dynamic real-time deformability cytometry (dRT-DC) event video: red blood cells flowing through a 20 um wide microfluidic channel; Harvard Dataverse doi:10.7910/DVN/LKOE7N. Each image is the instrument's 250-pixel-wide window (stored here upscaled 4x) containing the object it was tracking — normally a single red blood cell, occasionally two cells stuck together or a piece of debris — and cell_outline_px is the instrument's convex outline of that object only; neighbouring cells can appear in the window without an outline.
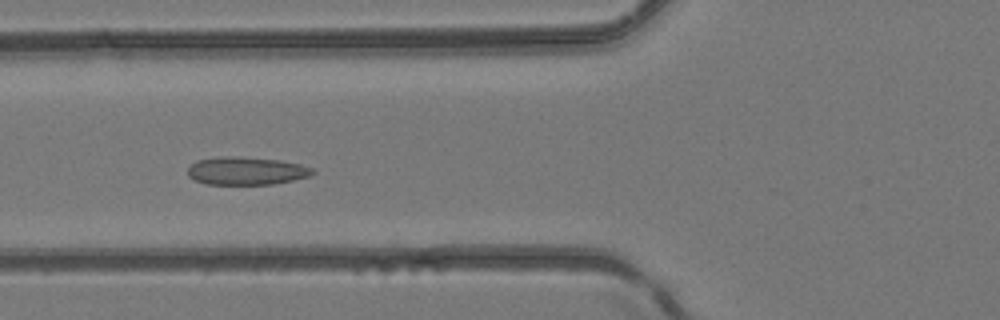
{"species": "common noctule bat (a hibernating species)", "species_latin": "Nyctalus noctula", "temperature_condition": "room temperature", "stored_images_in_passage": 25, "camera_frame_rate_fps": 3000, "um_per_image_px": 0.085, "animal": {"sex": "female", "body_mass_g": 24.6, "forearm_length_mm": 56.2}, "frame": {"image": 1, "passage_image": 17, "time_ms": 5.333, "image_size_px": [1000, 320], "cell_outline_px": [[316, 172], [308, 176], [292, 180], [272, 184], [204, 184], [188, 176], [188, 168], [196, 160], [224, 156], [236, 156], [280, 160], [300, 164], [312, 168]], "centroid_in_image_um": [20.92, 14.52], "position_along_channel_um": 104.9, "area_um2": 20.23}}
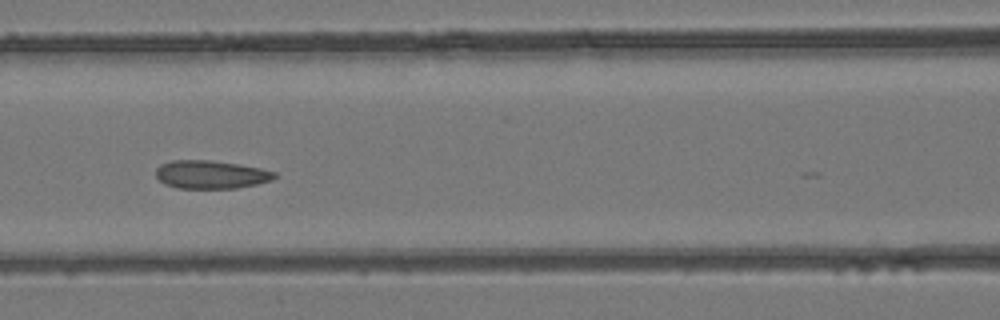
{"frame": {"image": 2, "passage_image": 20, "time_ms": 6.333, "image_size_px": [1000, 320], "cell_outline_px": [[280, 176], [272, 180], [256, 184], [236, 188], [176, 188], [164, 184], [156, 176], [156, 168], [160, 164], [172, 160], [212, 160], [240, 164], [260, 168], [276, 172]], "centroid_in_image_um": [17.94, 14.83], "position_along_channel_um": 148.7, "area_um2": 19.71}}
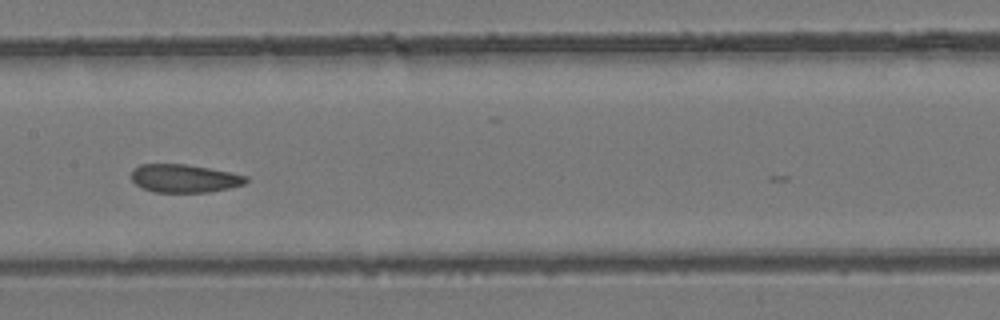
{"frame": {"image": 3, "passage_image": 23, "time_ms": 7.333, "image_size_px": [1000, 320], "cell_outline_px": [[248, 180], [244, 184], [228, 188], [208, 192], [156, 192], [144, 188], [136, 184], [132, 180], [132, 168], [140, 164], [184, 164], [208, 168], [248, 176]], "centroid_in_image_um": [15.65, 15.16], "position_along_channel_um": 191.7, "area_um2": 18.61}}